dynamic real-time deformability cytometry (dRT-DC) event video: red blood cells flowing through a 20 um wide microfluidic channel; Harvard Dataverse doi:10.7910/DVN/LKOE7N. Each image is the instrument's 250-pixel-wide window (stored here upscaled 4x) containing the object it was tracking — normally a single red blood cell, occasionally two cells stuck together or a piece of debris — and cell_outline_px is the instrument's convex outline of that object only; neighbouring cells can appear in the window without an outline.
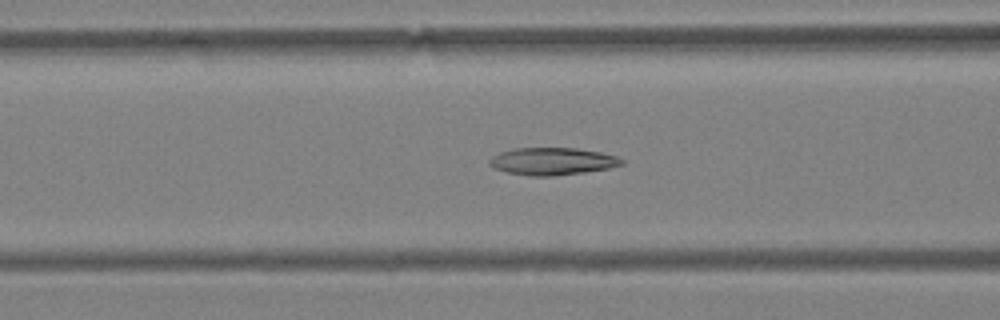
{"species": "Egyptian fruit bat (a non-hibernating species)", "species_latin": "Rousettus aegyptiacus", "temperature_condition": "warm", "stored_images_in_passage": 44, "camera_frame_rate_fps": 3000, "um_per_image_px": 0.085, "animal": {"sex": "female"}, "frame": {"image": 1, "passage_image": 12, "time_ms": 3.667, "image_size_px": [1000, 320], "cell_outline_px": [[624, 164], [608, 168], [584, 172], [552, 176], [532, 176], [508, 172], [496, 168], [488, 164], [488, 160], [492, 156], [500, 152], [512, 148], [576, 148], [600, 152], [616, 156], [624, 160]], "centroid_in_image_um": [46.94, 13.7], "position_along_channel_um": 119.7, "area_um2": 20.98}}
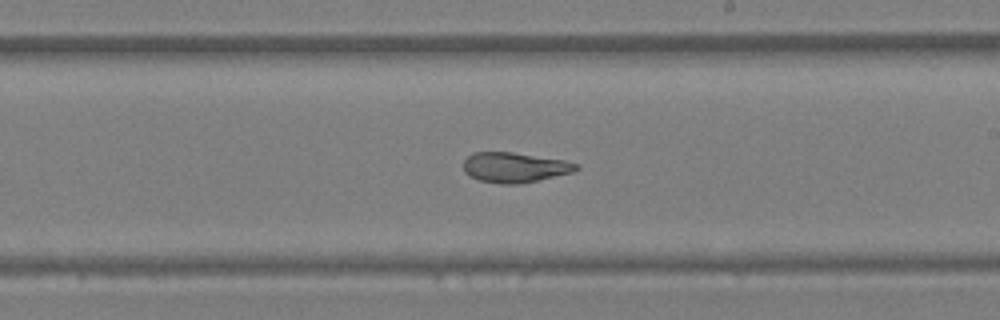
{"frame": {"image": 2, "passage_image": 22, "time_ms": 7.0, "image_size_px": [1000, 320], "cell_outline_px": [[580, 168], [572, 172], [520, 184], [504, 184], [480, 180], [468, 176], [464, 172], [464, 160], [472, 152], [512, 152], [564, 160], [580, 164]], "centroid_in_image_um": [43.74, 14.22], "position_along_channel_um": 245.3, "area_um2": 19.71}}
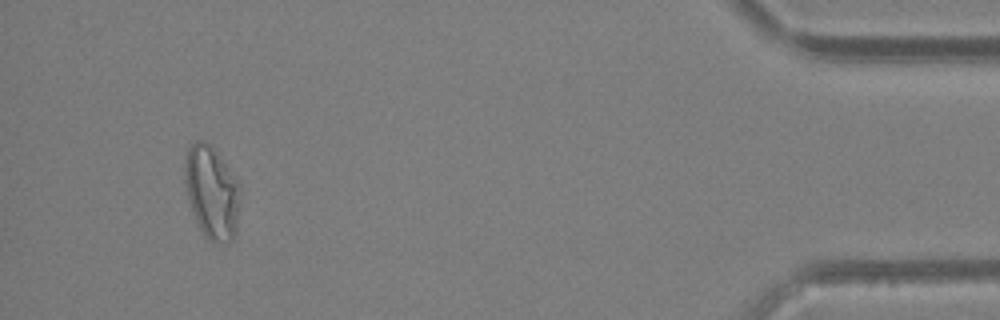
{"frame": {"image": 3, "passage_image": 41, "time_ms": 13.333, "image_size_px": [1000, 320], "cell_outline_px": [[240, 192], [236, 232], [232, 240], [228, 244], [212, 244], [204, 236], [196, 220], [184, 184], [184, 160], [188, 148], [196, 140], [204, 140], [212, 144], [240, 184]], "centroid_in_image_um": [18.0, 16.35], "position_along_channel_um": 417.2, "area_um2": 30.46}, "authors_computed_cell_mechanics": {"area_um2": 22.3397, "velocity_mm_per_s": 3.7798, "shape_relaxation_time_tau1_ms": null, "shape_relaxation_time_tau2_ms": 2.715, "deformation_change_tau1": null, "deformation_change_tau2": 0.0943}}